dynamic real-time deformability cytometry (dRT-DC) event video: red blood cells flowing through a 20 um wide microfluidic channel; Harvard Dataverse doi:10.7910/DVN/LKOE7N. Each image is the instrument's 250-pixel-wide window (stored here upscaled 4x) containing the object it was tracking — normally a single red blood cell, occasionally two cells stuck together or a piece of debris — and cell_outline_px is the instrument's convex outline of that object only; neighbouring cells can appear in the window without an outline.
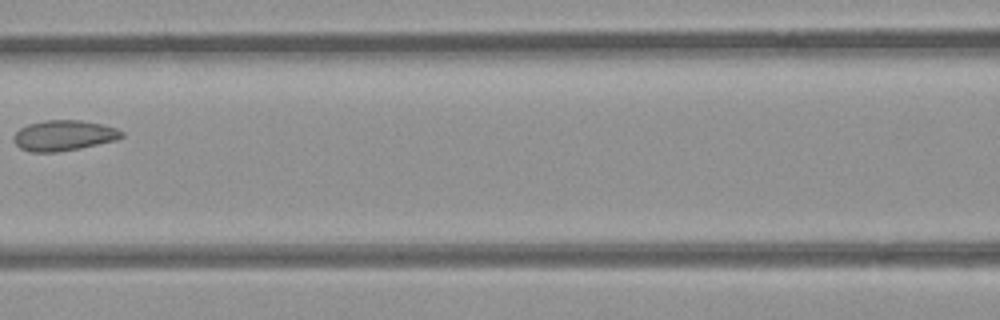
{"species": "common noctule bat (a hibernating species)", "species_latin": "Nyctalus noctula", "temperature_condition": "room temperature", "stored_images_in_passage": 8, "camera_frame_rate_fps": 3000, "um_per_image_px": 0.085, "animal": {"sex": "female", "body_mass_g": 21.9}, "frame": {"image": 1, "passage_image": 7, "time_ms": 7.0, "image_size_px": [1000, 320], "cell_outline_px": [[124, 136], [116, 140], [80, 148], [56, 152], [32, 152], [20, 148], [12, 140], [16, 132], [20, 128], [28, 124], [44, 120], [80, 120], [100, 124], [116, 128], [124, 132]], "centroid_in_image_um": [5.41, 11.51], "position_along_channel_um": 161.2, "area_um2": 19.13}}
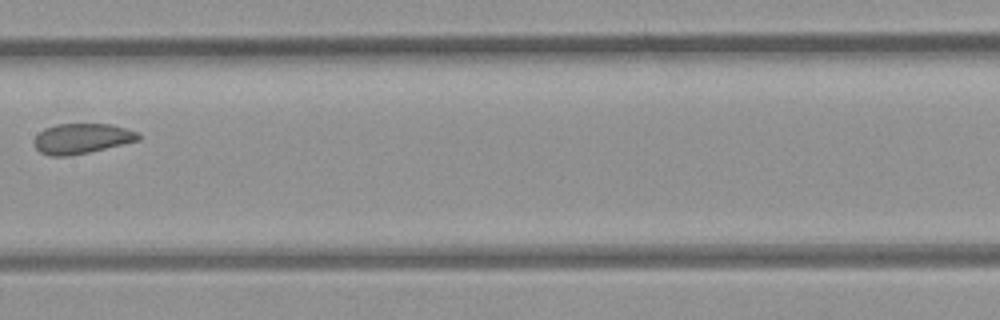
{"frame": {"image": 2, "passage_image": 8, "time_ms": 8.0, "image_size_px": [1000, 320], "cell_outline_px": [[140, 140], [88, 152], [68, 156], [48, 156], [40, 152], [32, 144], [32, 140], [44, 128], [56, 124], [112, 124], [140, 132]], "centroid_in_image_um": [6.93, 11.77], "position_along_channel_um": 200.5, "area_um2": 18.5}}